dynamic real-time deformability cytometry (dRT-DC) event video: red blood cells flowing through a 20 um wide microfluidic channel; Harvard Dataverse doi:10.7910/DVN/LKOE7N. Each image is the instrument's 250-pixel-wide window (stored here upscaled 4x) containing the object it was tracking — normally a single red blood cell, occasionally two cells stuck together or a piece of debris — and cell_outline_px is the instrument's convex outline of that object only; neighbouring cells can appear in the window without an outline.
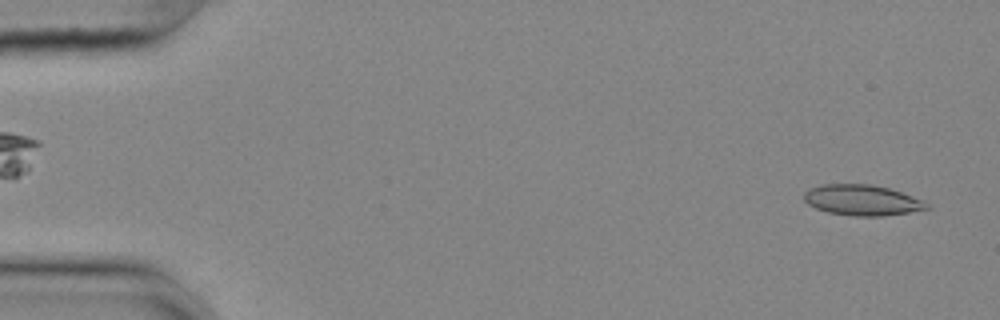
{"species": "common noctule bat (a hibernating species)", "species_latin": "Nyctalus noctula", "temperature_condition": "cold", "stored_images_in_passage": 54, "camera_frame_rate_fps": 3000, "um_per_image_px": 0.085, "animal": {"sex": "female", "body_mass_g": 25.1}, "frame": {"image": 1, "passage_image": 1, "time_ms": 0.0, "image_size_px": [1000, 320], "cell_outline_px": [[932, 208], [884, 216], [856, 216], [828, 212], [816, 208], [808, 204], [804, 200], [804, 192], [808, 188], [820, 184], [872, 184], [888, 188], [924, 200]], "centroid_in_image_um": [73.27, 17.0], "position_along_channel_um": 11.7, "area_um2": 21.96}}
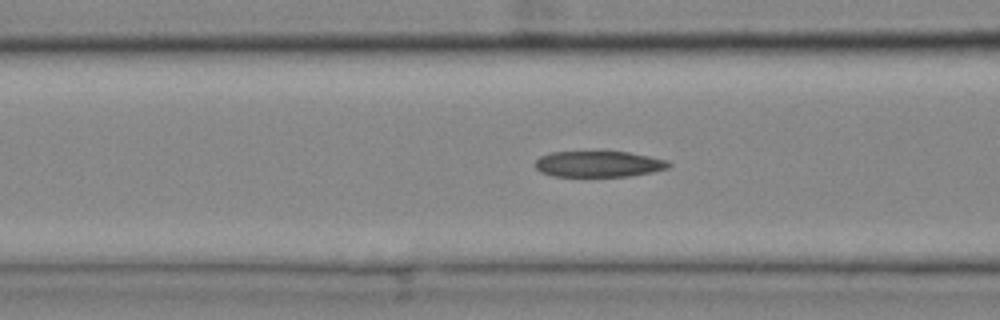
{"frame": {"image": 2, "passage_image": 20, "time_ms": 6.333, "image_size_px": [1000, 320], "cell_outline_px": [[672, 164], [668, 168], [652, 172], [628, 176], [552, 176], [540, 172], [536, 168], [536, 160], [540, 156], [548, 152], [628, 152], [668, 160]], "centroid_in_image_um": [50.88, 13.94], "position_along_channel_um": 115.7, "area_um2": 20.17}}
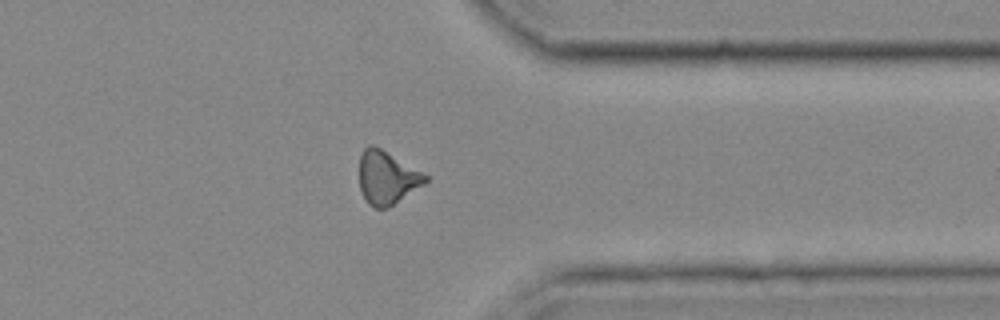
{"frame": {"image": 3, "passage_image": 42, "time_ms": 13.667, "image_size_px": [1000, 320], "cell_outline_px": [[428, 180], [424, 184], [388, 208], [376, 208], [368, 204], [360, 188], [360, 156], [364, 148], [368, 144], [372, 144], [380, 148], [428, 176]], "centroid_in_image_um": [32.87, 15.1], "position_along_channel_um": 378.5, "area_um2": 20.11}, "authors_computed_cell_mechanics": {"area_um2": 20.8947, "velocity_mm_per_s": 3.6482, "shape_relaxation_time_tau1_ms": null, "shape_relaxation_time_tau2_ms": 3.3004, "deformation_change_tau1": null, "deformation_change_tau2": 0.1165}}